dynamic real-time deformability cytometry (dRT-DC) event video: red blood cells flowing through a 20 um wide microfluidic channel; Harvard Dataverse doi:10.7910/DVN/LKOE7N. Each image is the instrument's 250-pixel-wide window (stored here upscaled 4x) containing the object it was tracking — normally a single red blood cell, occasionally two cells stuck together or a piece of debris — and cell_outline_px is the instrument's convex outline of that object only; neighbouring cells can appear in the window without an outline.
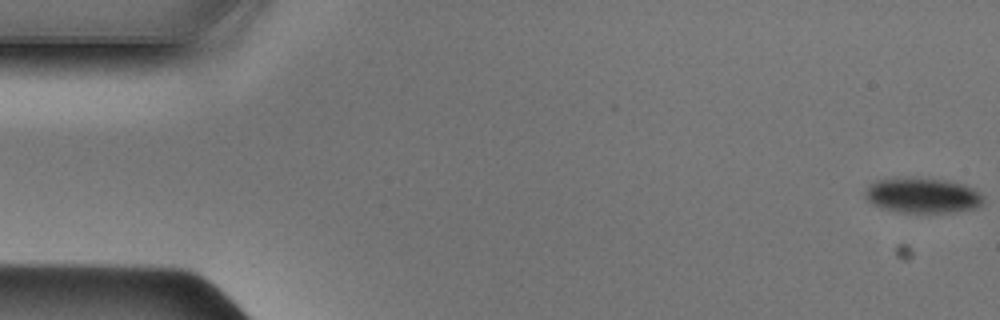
{"species": "Egyptian fruit bat (a non-hibernating species)", "species_latin": "Rousettus aegyptiacus", "temperature_condition": "cold", "stored_images_in_passage": 45, "camera_frame_rate_fps": 3000, "um_per_image_px": 0.085, "animal": {"sex": "male"}, "frame": {"image": 1, "passage_image": 1, "time_ms": 0.0, "image_size_px": [1000, 320], "cell_outline_px": [[984, 200], [980, 208], [952, 212], [896, 212], [880, 208], [872, 204], [864, 196], [864, 192], [876, 180], [948, 180], [964, 184], [972, 188], [984, 196]], "centroid_in_image_um": [78.47, 16.66], "position_along_channel_um": 6.5, "area_um2": 23.7}}
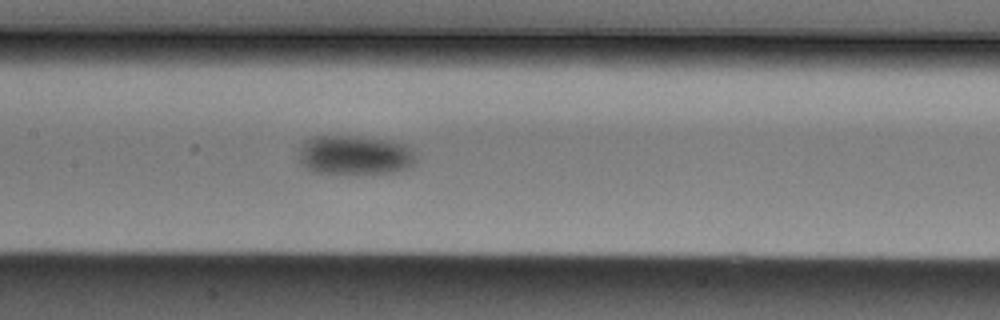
{"frame": {"image": 2, "passage_image": 23, "time_ms": 7.333, "image_size_px": [1000, 320], "cell_outline_px": [[416, 160], [408, 168], [400, 172], [312, 172], [304, 168], [296, 156], [296, 152], [304, 140], [312, 136], [360, 136], [392, 140], [408, 144], [412, 148], [416, 156]], "centroid_in_image_um": [30.13, 13.15], "position_along_channel_um": 177.3, "area_um2": 27.34}}
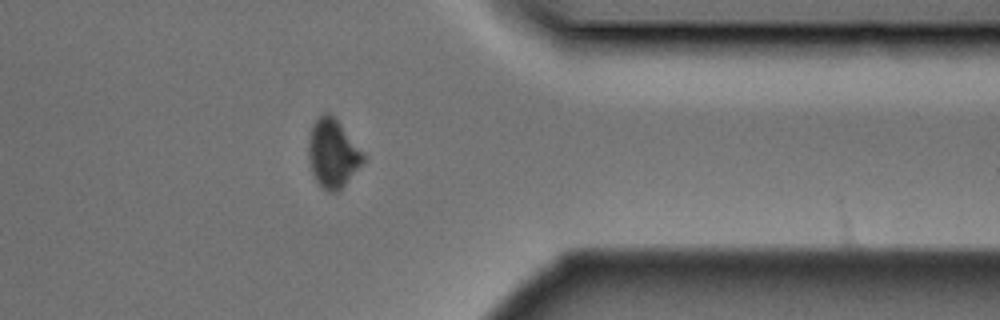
{"frame": {"image": 3, "passage_image": 39, "time_ms": 12.667, "image_size_px": [1000, 320], "cell_outline_px": [[364, 160], [344, 184], [336, 192], [328, 192], [316, 184], [312, 172], [308, 156], [308, 140], [312, 124], [324, 112], [328, 112], [340, 124], [364, 152]], "centroid_in_image_um": [28.25, 13.05], "position_along_channel_um": 383.2, "area_um2": 21.56}}